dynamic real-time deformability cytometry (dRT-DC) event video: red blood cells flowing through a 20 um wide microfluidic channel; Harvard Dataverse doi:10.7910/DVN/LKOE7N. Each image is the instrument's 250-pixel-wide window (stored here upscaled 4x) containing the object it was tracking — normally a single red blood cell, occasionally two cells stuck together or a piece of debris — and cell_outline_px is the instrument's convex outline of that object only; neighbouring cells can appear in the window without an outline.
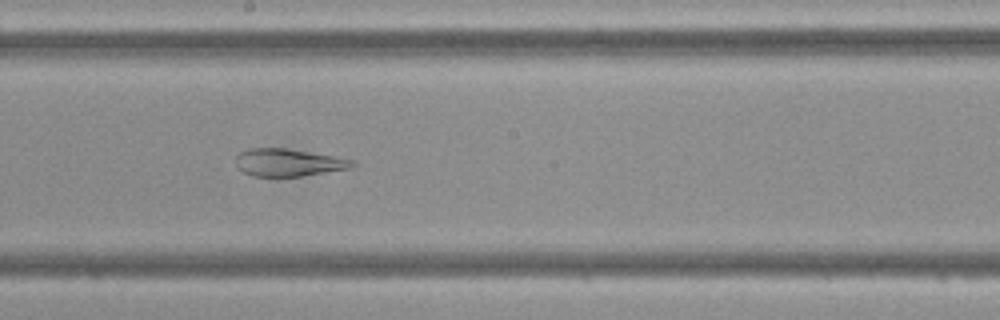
{"species": "Egyptian fruit bat (a non-hibernating species)", "species_latin": "Rousettus aegyptiacus", "temperature_condition": "cold", "stored_images_in_passage": 47, "camera_frame_rate_fps": 3000, "um_per_image_px": 0.085, "frame": {"image": 1, "passage_image": 26, "time_ms": 8.333, "image_size_px": [1000, 320], "cell_outline_px": [[356, 164], [352, 168], [300, 176], [252, 176], [236, 168], [236, 156], [240, 152], [248, 148], [284, 148], [332, 156], [352, 160]], "centroid_in_image_um": [24.46, 13.82], "position_along_channel_um": 223.7, "area_um2": 18.5}}
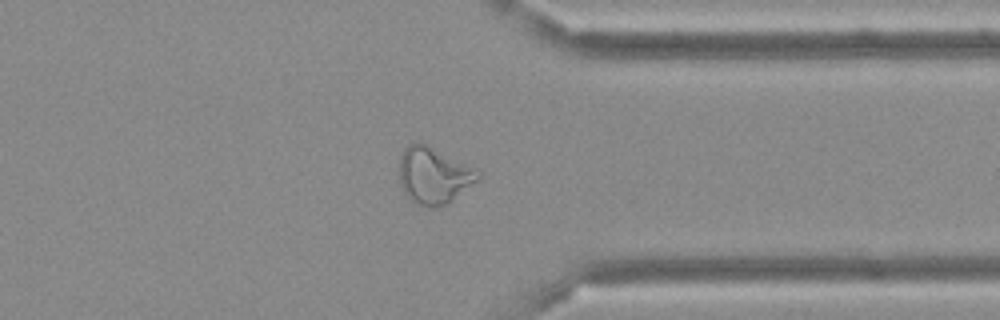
{"frame": {"image": 2, "passage_image": 37, "time_ms": 12.0, "image_size_px": [1000, 320], "cell_outline_px": [[480, 180], [448, 204], [432, 208], [424, 208], [408, 200], [404, 196], [400, 184], [400, 156], [404, 148], [408, 144], [428, 144], [476, 168], [480, 172]], "centroid_in_image_um": [36.88, 14.96], "position_along_channel_um": 374.5, "area_um2": 26.59}}
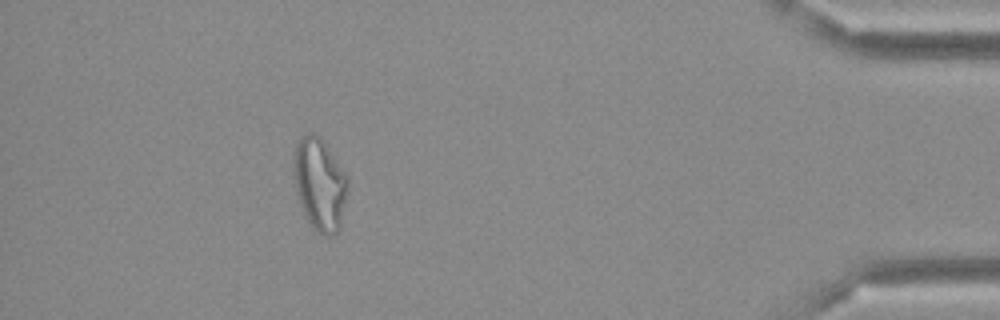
{"frame": {"image": 3, "passage_image": 43, "time_ms": 14.0, "image_size_px": [1000, 320], "cell_outline_px": [[348, 184], [340, 228], [332, 236], [324, 236], [316, 232], [312, 228], [300, 204], [296, 192], [292, 172], [292, 152], [296, 140], [300, 136], [308, 132], [312, 132], [320, 136], [348, 176]], "centroid_in_image_um": [27.13, 15.61], "position_along_channel_um": 408.1, "area_um2": 29.77}}